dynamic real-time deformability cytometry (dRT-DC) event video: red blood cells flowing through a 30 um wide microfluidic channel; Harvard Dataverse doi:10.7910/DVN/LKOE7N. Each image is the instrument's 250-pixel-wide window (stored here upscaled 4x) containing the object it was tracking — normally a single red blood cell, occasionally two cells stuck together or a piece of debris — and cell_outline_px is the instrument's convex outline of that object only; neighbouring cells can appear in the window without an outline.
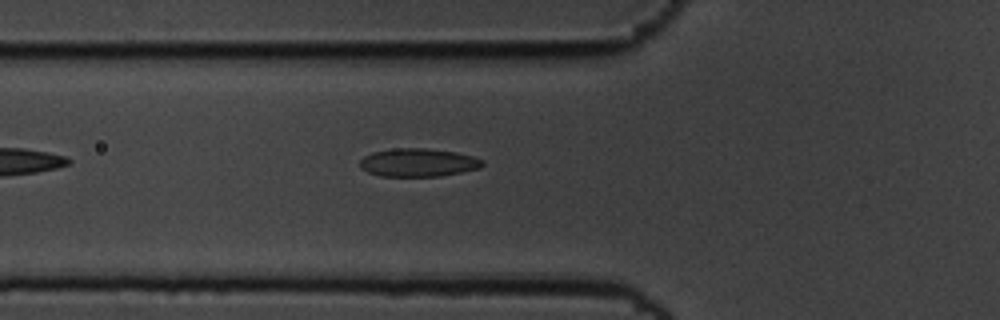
{"species": "common noctule bat (a hibernating species)", "species_latin": "Nyctalus noctula", "temperature_condition": "cold", "stored_images_in_passage": 24, "camera_frame_rate_fps": 3000, "um_per_image_px": 0.085, "animal": {"sex": "male", "body_mass_g": 19.5, "forearm_length_mm": 54.6}, "frame": {"image": 1, "passage_image": 3, "time_ms": 0.667, "image_size_px": [1000, 320], "cell_outline_px": [[484, 164], [480, 168], [440, 176], [380, 176], [368, 172], [360, 168], [360, 160], [364, 156], [372, 152], [396, 148], [428, 148], [456, 152], [472, 156], [484, 160]], "centroid_in_image_um": [35.54, 13.81], "position_along_channel_um": 90.3, "area_um2": 20.17}}
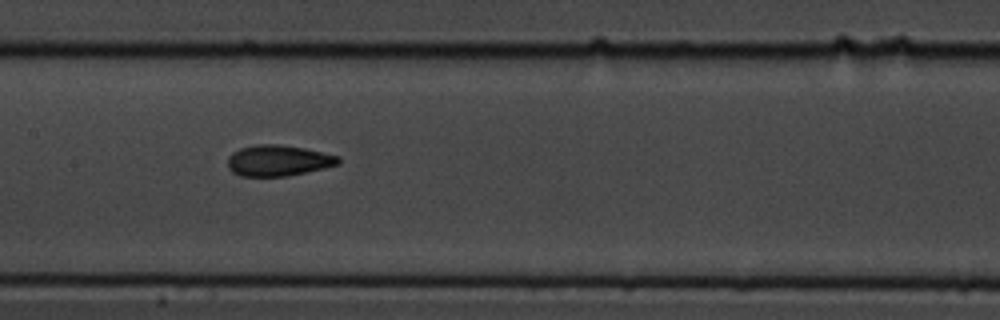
{"frame": {"image": 2, "passage_image": 11, "time_ms": 3.333, "image_size_px": [1000, 320], "cell_outline_px": [[340, 164], [324, 168], [284, 176], [240, 176], [232, 172], [228, 168], [228, 156], [232, 152], [240, 148], [256, 144], [276, 144], [304, 148], [340, 156]], "centroid_in_image_um": [23.63, 13.64], "position_along_channel_um": 183.8, "area_um2": 19.94}}
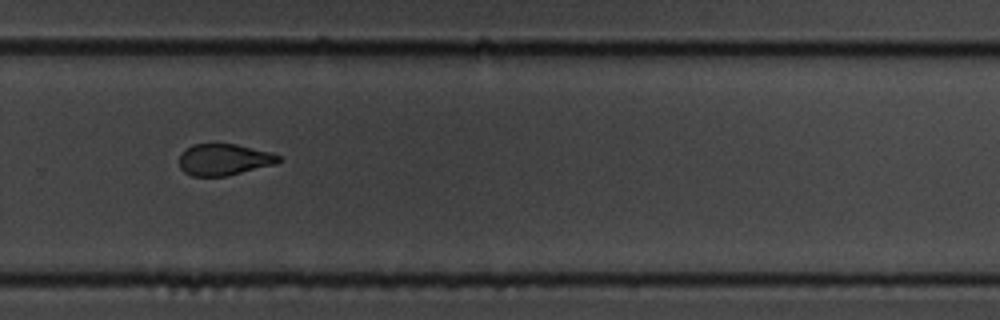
{"frame": {"image": 3, "passage_image": 22, "time_ms": 7.0, "image_size_px": [1000, 320], "cell_outline_px": [[280, 160], [276, 164], [228, 176], [192, 176], [184, 172], [180, 168], [180, 156], [184, 148], [192, 144], [236, 144], [272, 152], [280, 156]], "centroid_in_image_um": [19.04, 13.56], "position_along_channel_um": 310.8, "area_um2": 18.38}}